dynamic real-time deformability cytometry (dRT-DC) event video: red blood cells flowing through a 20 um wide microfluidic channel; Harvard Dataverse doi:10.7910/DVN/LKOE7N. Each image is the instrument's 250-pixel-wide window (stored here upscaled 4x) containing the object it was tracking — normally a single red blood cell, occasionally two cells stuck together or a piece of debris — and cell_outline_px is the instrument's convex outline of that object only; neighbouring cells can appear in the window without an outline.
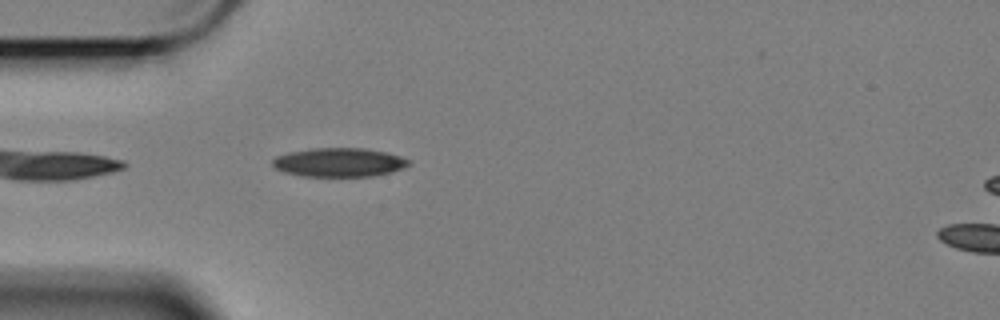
{"species": "Egyptian fruit bat (a non-hibernating species)", "species_latin": "Rousettus aegyptiacus", "temperature_condition": "cold", "stored_images_in_passage": 23, "camera_frame_rate_fps": 3000, "um_per_image_px": 0.085, "animal": {"sex": "female"}, "frame": {"image": 1, "passage_image": 3, "time_ms": 0.667, "image_size_px": [1000, 320], "cell_outline_px": [[412, 164], [404, 168], [392, 172], [372, 176], [304, 176], [284, 172], [276, 168], [272, 164], [272, 160], [276, 156], [288, 152], [312, 148], [364, 148], [388, 152], [412, 160]], "centroid_in_image_um": [28.87, 13.79], "position_along_channel_um": 56.1, "area_um2": 23.12}}
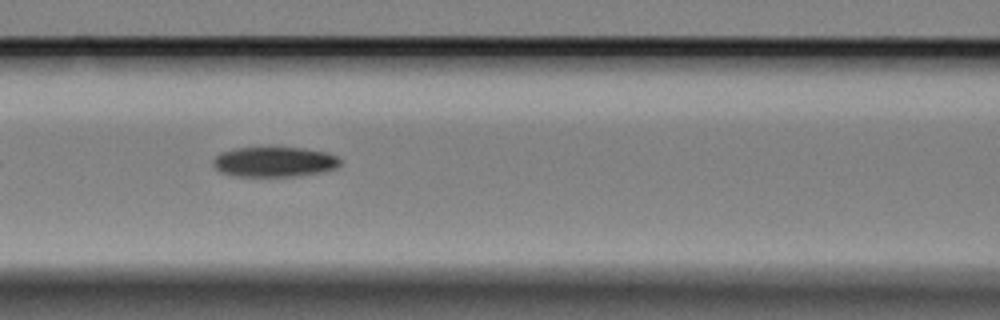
{"frame": {"image": 2, "passage_image": 11, "time_ms": 3.333, "image_size_px": [1000, 320], "cell_outline_px": [[340, 164], [336, 168], [320, 172], [296, 176], [232, 176], [220, 172], [212, 164], [212, 160], [220, 152], [236, 148], [300, 148], [324, 152], [336, 156], [340, 160]], "centroid_in_image_um": [23.27, 13.77], "position_along_channel_um": 143.3, "area_um2": 22.08}}
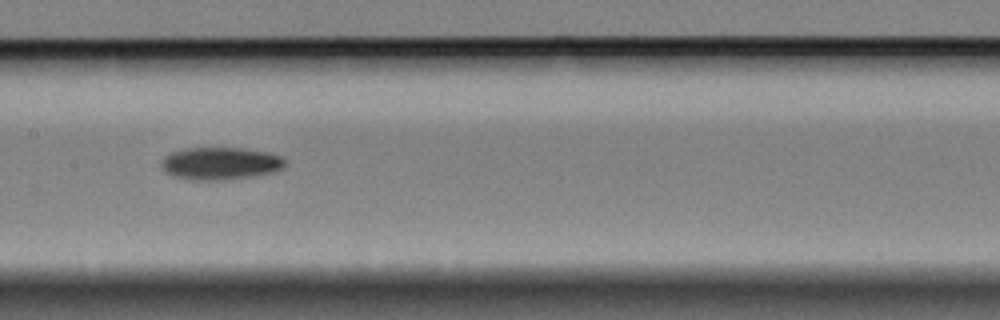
{"frame": {"image": 3, "passage_image": 15, "time_ms": 4.667, "image_size_px": [1000, 320], "cell_outline_px": [[284, 168], [272, 172], [256, 176], [220, 180], [188, 180], [164, 172], [160, 164], [172, 152], [188, 148], [240, 148], [268, 152], [280, 156], [284, 160]], "centroid_in_image_um": [18.74, 13.9], "position_along_channel_um": 188.7, "area_um2": 23.24}}